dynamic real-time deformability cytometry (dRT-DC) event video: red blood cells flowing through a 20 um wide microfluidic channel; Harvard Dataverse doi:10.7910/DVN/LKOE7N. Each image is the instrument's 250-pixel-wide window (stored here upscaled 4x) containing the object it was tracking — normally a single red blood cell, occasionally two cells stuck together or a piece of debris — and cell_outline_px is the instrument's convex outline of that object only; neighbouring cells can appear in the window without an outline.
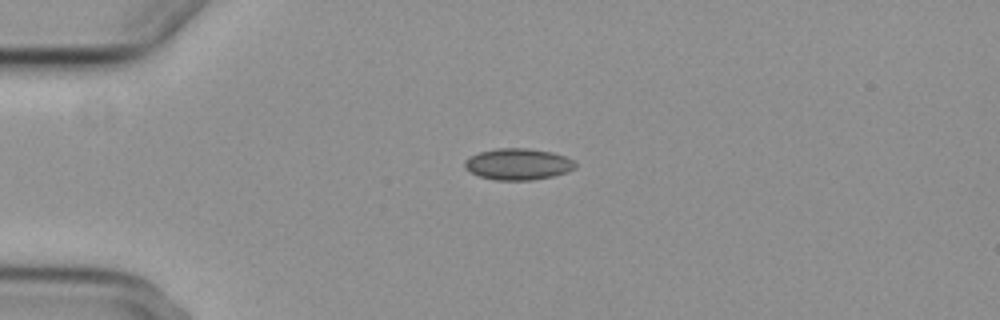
{"species": "common noctule bat (a hibernating species)", "species_latin": "Nyctalus noctula", "temperature_condition": "cold", "stored_images_in_passage": 2, "camera_frame_rate_fps": 3000, "um_per_image_px": 0.085, "animal": {"sex": "female", "body_mass_g": 29.2, "forearm_length_mm": 56.3}, "frame": {"image": 1, "passage_image": 1, "time_ms": 0.0, "image_size_px": [1000, 320], "cell_outline_px": [[576, 168], [568, 172], [552, 176], [532, 180], [496, 180], [480, 176], [464, 168], [464, 160], [468, 156], [480, 152], [496, 148], [528, 148], [552, 152], [564, 156], [572, 160], [576, 164]], "centroid_in_image_um": [44.02, 13.95], "position_along_channel_um": 41.0, "area_um2": 20.29}}